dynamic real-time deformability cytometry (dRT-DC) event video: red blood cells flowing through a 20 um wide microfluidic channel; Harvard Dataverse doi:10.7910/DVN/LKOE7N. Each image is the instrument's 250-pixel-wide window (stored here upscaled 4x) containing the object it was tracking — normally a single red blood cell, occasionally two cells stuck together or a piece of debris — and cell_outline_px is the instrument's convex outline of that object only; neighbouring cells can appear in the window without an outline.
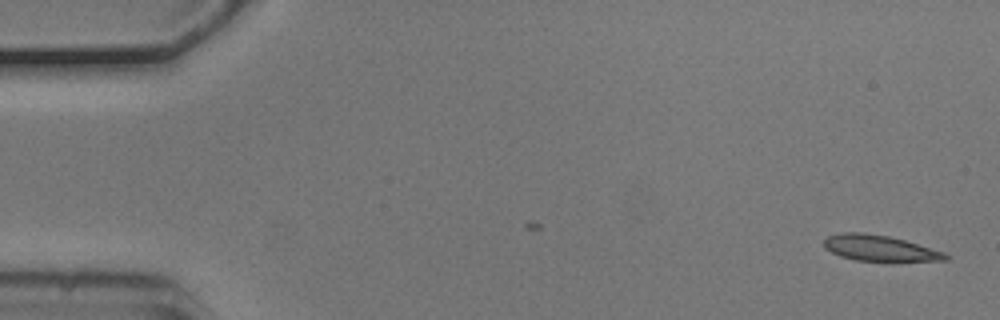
{"species": "common noctule bat (a hibernating species)", "species_latin": "Nyctalus noctula", "temperature_condition": "cold", "stored_images_in_passage": 12, "camera_frame_rate_fps": 3000, "um_per_image_px": 0.085, "animal": {"sex": "male", "body_mass_g": 20.5, "forearm_length_mm": 52.5}, "frame": {"image": 1, "passage_image": 1, "time_ms": 0.0, "image_size_px": [1000, 320], "cell_outline_px": [[952, 256], [948, 260], [856, 260], [840, 256], [824, 248], [824, 240], [828, 236], [840, 232], [864, 232], [888, 236], [904, 240], [944, 252]], "centroid_in_image_um": [74.74, 21.07], "position_along_channel_um": 10.3, "area_um2": 17.98}}